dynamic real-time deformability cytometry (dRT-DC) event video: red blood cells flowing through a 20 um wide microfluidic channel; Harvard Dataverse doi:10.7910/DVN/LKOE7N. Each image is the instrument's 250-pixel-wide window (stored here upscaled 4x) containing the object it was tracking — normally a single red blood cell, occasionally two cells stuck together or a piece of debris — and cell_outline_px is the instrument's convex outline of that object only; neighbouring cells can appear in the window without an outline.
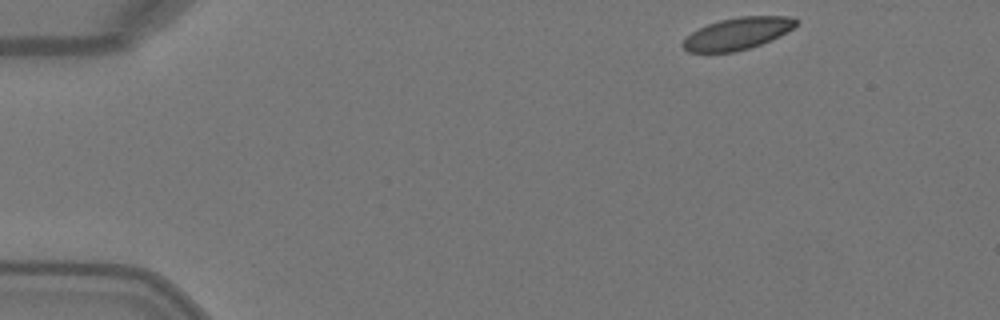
{"species": "Egyptian fruit bat (a non-hibernating species)", "species_latin": "Rousettus aegyptiacus", "temperature_condition": "warm", "stored_images_in_passage": 43, "camera_frame_rate_fps": 3000, "um_per_image_px": 0.085, "animal": {"sex": "female"}, "frame": {"image": 1, "passage_image": 1, "time_ms": 0.0, "image_size_px": [1000, 320], "cell_outline_px": [[800, 20], [792, 28], [780, 36], [772, 40], [748, 48], [732, 52], [688, 52], [680, 44], [692, 32], [708, 24], [720, 20], [740, 16], [792, 16]], "centroid_in_image_um": [62.71, 2.84], "position_along_channel_um": 22.3, "area_um2": 20.98}}
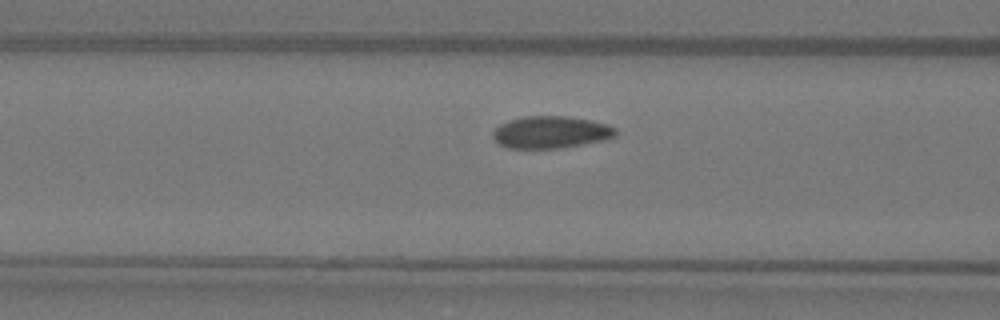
{"frame": {"image": 2, "passage_image": 15, "time_ms": 4.667, "image_size_px": [1000, 320], "cell_outline_px": [[616, 136], [600, 140], [560, 148], [508, 148], [500, 144], [492, 136], [492, 132], [500, 124], [508, 120], [524, 116], [568, 116], [592, 120], [608, 124], [616, 128]], "centroid_in_image_um": [46.8, 11.22], "position_along_channel_um": 119.8, "area_um2": 22.89}}
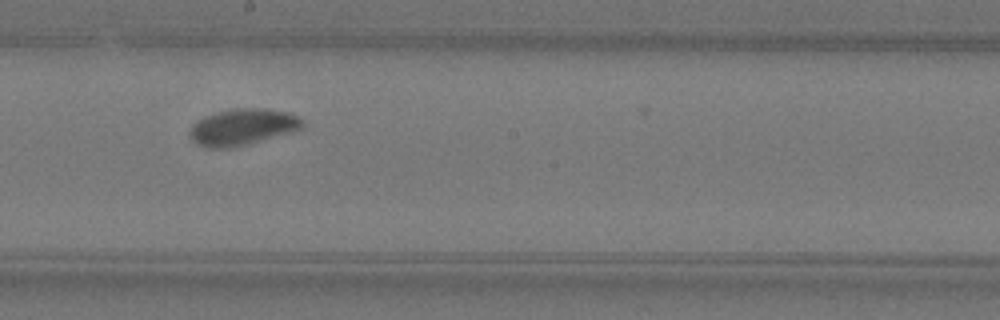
{"frame": {"image": 3, "passage_image": 23, "time_ms": 7.333, "image_size_px": [1000, 320], "cell_outline_px": [[304, 124], [300, 128], [288, 132], [244, 144], [228, 148], [204, 148], [196, 144], [192, 140], [188, 132], [192, 124], [196, 120], [204, 116], [216, 112], [236, 108], [264, 108], [288, 112], [300, 116], [304, 120]], "centroid_in_image_um": [20.55, 10.77], "position_along_channel_um": 227.6, "area_um2": 23.76}, "authors_computed_cell_mechanics": {"area_um2": 22.8888, "velocity_mm_per_s": 4.0497, "shape_relaxation_time_tau1_ms": 2.2498, "shape_relaxation_time_tau2_ms": null, "deformation_change_tau1": 0.1019, "deformation_change_tau2": null}}